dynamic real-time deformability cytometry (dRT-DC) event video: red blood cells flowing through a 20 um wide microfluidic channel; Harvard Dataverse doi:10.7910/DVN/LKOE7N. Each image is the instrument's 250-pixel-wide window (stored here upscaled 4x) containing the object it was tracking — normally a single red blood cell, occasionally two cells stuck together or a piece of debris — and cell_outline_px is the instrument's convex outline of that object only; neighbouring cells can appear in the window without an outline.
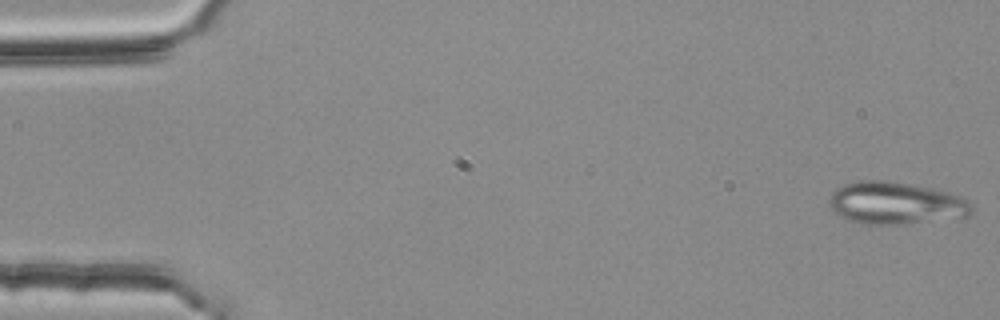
{"species": "common noctule bat (a hibernating species)", "species_latin": "Nyctalus noctula", "temperature_condition": "room temperature", "stored_images_in_passage": 54, "camera_frame_rate_fps": 3000, "um_per_image_px": 0.085, "animal": {"sex": "female", "body_mass_g": 25.1}, "frame": {"image": 1, "passage_image": 1, "time_ms": 0.0, "image_size_px": [1000, 320], "cell_outline_px": [[972, 212], [968, 216], [900, 224], [860, 224], [848, 220], [840, 216], [828, 204], [828, 200], [832, 192], [836, 188], [844, 184], [856, 180], [888, 180], [936, 188], [952, 192], [964, 200], [972, 208]], "centroid_in_image_um": [76.08, 17.24], "position_along_channel_um": 8.9, "area_um2": 35.2}}
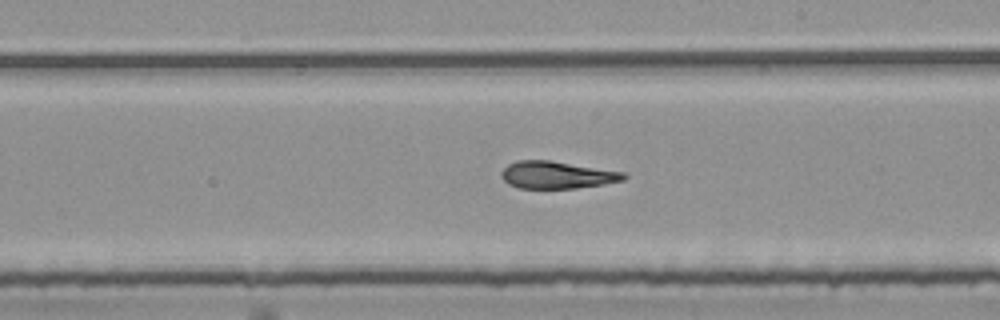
{"frame": {"image": 2, "passage_image": 31, "time_ms": 10.0, "image_size_px": [1000, 320], "cell_outline_px": [[628, 176], [624, 180], [604, 184], [576, 188], [520, 188], [508, 184], [500, 176], [500, 172], [508, 164], [516, 160], [552, 160], [624, 172]], "centroid_in_image_um": [47.33, 14.86], "position_along_channel_um": 241.7, "area_um2": 19.59}}
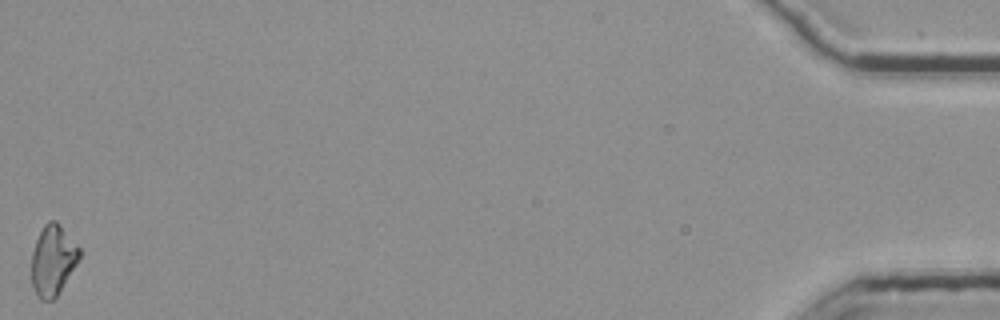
{"frame": {"image": 3, "passage_image": 54, "time_ms": 17.667, "image_size_px": [1000, 320], "cell_outline_px": [[80, 260], [56, 296], [52, 300], [40, 300], [36, 296], [32, 284], [32, 252], [36, 240], [44, 224], [48, 220], [56, 220], [60, 224], [80, 248]], "centroid_in_image_um": [4.5, 22.11], "position_along_channel_um": 430.7, "area_um2": 19.65}, "authors_computed_cell_mechanics": {"area_um2": 20.1722, "velocity_mm_per_s": 3.7777, "shape_relaxation_time_tau1_ms": null, "shape_relaxation_time_tau2_ms": 5.0449, "deformation_change_tau1": null, "deformation_change_tau2": 0.1375}}